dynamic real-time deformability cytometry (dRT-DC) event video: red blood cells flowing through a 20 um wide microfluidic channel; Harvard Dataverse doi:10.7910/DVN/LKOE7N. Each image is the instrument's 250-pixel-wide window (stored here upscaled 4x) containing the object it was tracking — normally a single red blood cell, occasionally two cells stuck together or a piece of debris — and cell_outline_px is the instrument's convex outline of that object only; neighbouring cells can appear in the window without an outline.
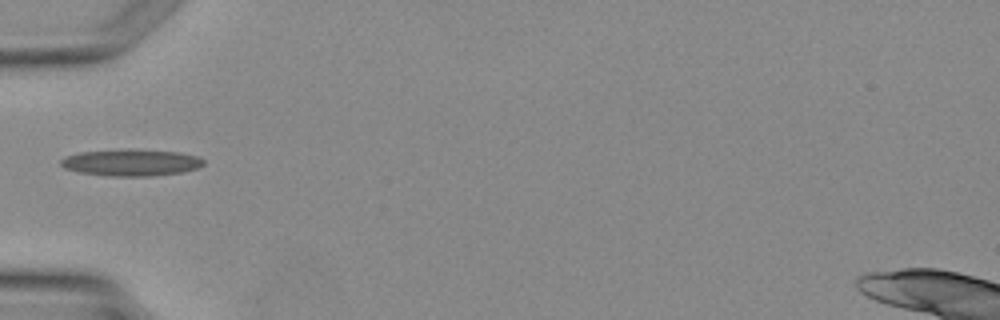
{"species": "Egyptian fruit bat (a non-hibernating species)", "species_latin": "Rousettus aegyptiacus", "temperature_condition": "warm", "stored_images_in_passage": 1, "camera_frame_rate_fps": 3000, "um_per_image_px": 0.085, "animal": {"sex": "female"}, "frame": {"image": 1, "passage_image": 1, "time_ms": 0.0, "image_size_px": [1000, 320], "cell_outline_px": [[204, 164], [196, 168], [180, 172], [148, 176], [108, 176], [80, 172], [64, 168], [60, 164], [60, 160], [68, 156], [80, 152], [176, 152], [200, 156], [204, 160]], "centroid_in_image_um": [11.16, 13.87], "position_along_channel_um": 73.8, "area_um2": 20.81}}